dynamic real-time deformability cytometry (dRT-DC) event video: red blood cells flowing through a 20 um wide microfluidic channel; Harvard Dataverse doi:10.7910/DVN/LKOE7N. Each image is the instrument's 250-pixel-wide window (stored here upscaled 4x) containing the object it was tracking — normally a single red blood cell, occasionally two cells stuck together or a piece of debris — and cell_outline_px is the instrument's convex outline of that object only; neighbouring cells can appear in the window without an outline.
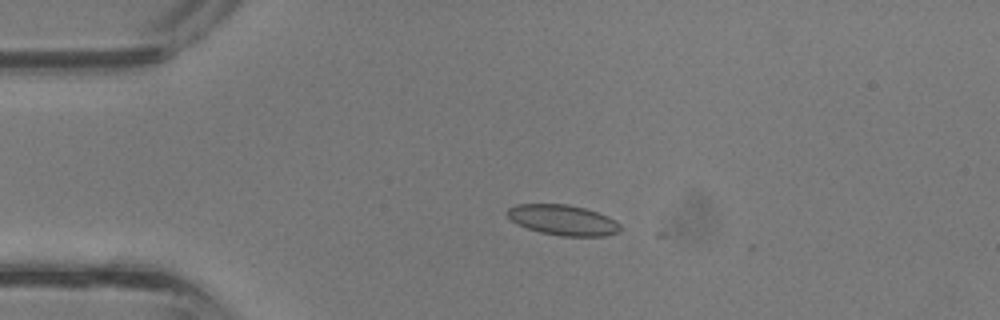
{"species": "common noctule bat (a hibernating species)", "species_latin": "Nyctalus noctula", "temperature_condition": "room temperature", "stored_images_in_passage": 6, "camera_frame_rate_fps": 3000, "um_per_image_px": 0.085, "animal": {"sex": "male", "body_mass_g": 13.3}, "frame": {"image": 1, "passage_image": 1, "time_ms": 0.0, "image_size_px": [1000, 320], "cell_outline_px": [[620, 228], [616, 232], [604, 236], [560, 236], [540, 232], [516, 224], [504, 212], [508, 208], [516, 204], [568, 204], [584, 208], [608, 216], [616, 220], [620, 224]], "centroid_in_image_um": [47.81, 18.69], "position_along_channel_um": 37.2, "area_um2": 20.0}}
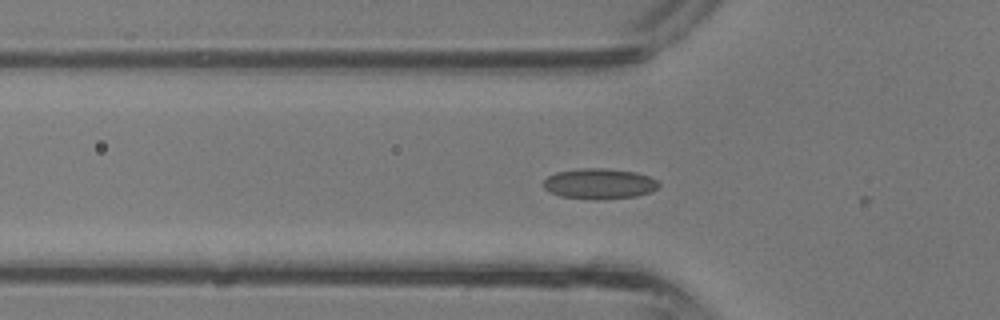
{"frame": {"image": 2, "passage_image": 5, "time_ms": 1.333, "image_size_px": [1000, 320], "cell_outline_px": [[660, 184], [652, 192], [636, 196], [604, 200], [592, 200], [560, 196], [544, 188], [544, 180], [548, 176], [556, 172], [580, 168], [604, 168], [636, 172], [648, 176], [656, 180]], "centroid_in_image_um": [50.95, 15.62], "position_along_channel_um": 74.8, "area_um2": 20.63}}